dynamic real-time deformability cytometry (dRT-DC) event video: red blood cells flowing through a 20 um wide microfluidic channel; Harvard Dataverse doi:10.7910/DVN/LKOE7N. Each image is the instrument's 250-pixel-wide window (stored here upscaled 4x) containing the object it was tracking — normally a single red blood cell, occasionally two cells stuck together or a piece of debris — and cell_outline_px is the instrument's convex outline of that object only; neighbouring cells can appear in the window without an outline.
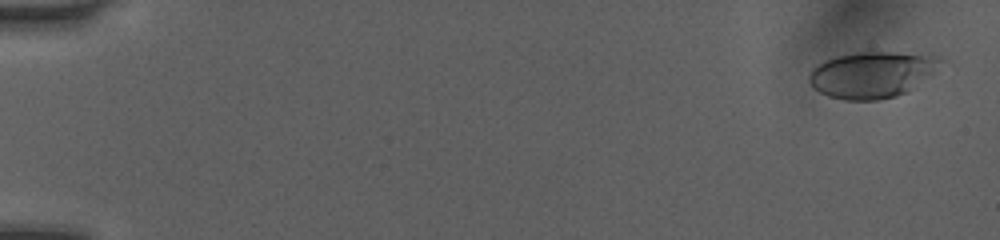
{"species": "human", "species_latin": "Homo sapiens", "temperature_condition": "room temperature", "stored_images_in_passage": 31, "camera_frame_rate_fps": 3000, "um_per_image_px": 0.085, "donor": {"sex": "female"}, "frame": {"image": 1, "passage_image": 1, "time_ms": 0.0, "image_size_px": [1000, 240], "cell_outline_px": [[944, 60], [908, 92], [896, 96], [880, 100], [844, 100], [828, 96], [812, 88], [808, 80], [808, 76], [812, 68], [816, 64], [824, 60], [836, 56], [860, 52], [896, 52], [940, 56]], "centroid_in_image_um": [74.04, 6.34], "position_along_channel_um": 11.0, "area_um2": 35.32}}
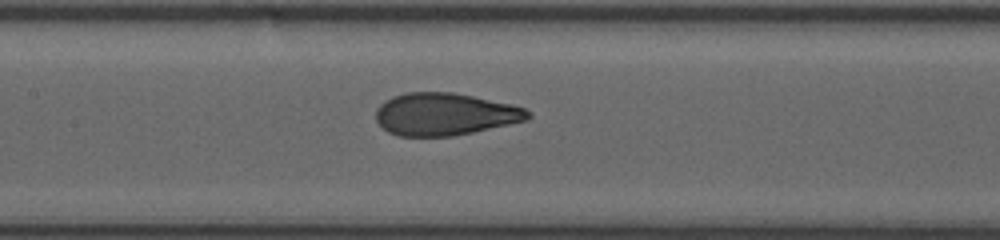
{"frame": {"image": 2, "passage_image": 17, "time_ms": 5.333, "image_size_px": [1000, 240], "cell_outline_px": [[532, 116], [528, 120], [472, 132], [452, 136], [400, 136], [388, 132], [376, 120], [376, 108], [384, 100], [392, 96], [404, 92], [452, 92], [512, 104], [524, 108], [532, 112]], "centroid_in_image_um": [37.81, 9.7], "position_along_channel_um": 169.6, "area_um2": 37.63}}
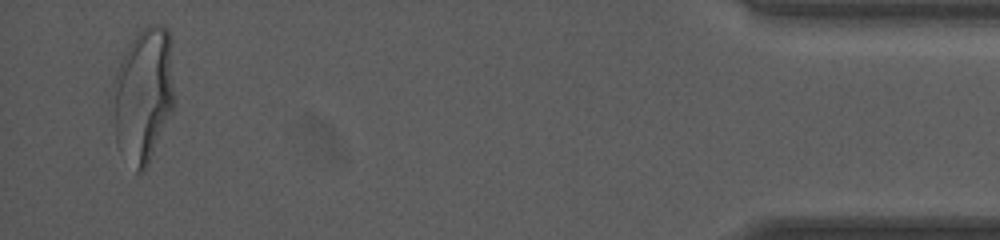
{"frame": {"image": 3, "passage_image": 31, "time_ms": 10.0, "image_size_px": [1000, 240], "cell_outline_px": [[172, 112], [148, 164], [144, 172], [136, 172], [116, 144], [116, 76], [120, 60], [124, 52], [140, 28], [148, 24], [164, 24], [168, 28], [172, 36]], "centroid_in_image_um": [12.24, 7.99], "position_along_channel_um": 423.0, "area_um2": 47.4}}